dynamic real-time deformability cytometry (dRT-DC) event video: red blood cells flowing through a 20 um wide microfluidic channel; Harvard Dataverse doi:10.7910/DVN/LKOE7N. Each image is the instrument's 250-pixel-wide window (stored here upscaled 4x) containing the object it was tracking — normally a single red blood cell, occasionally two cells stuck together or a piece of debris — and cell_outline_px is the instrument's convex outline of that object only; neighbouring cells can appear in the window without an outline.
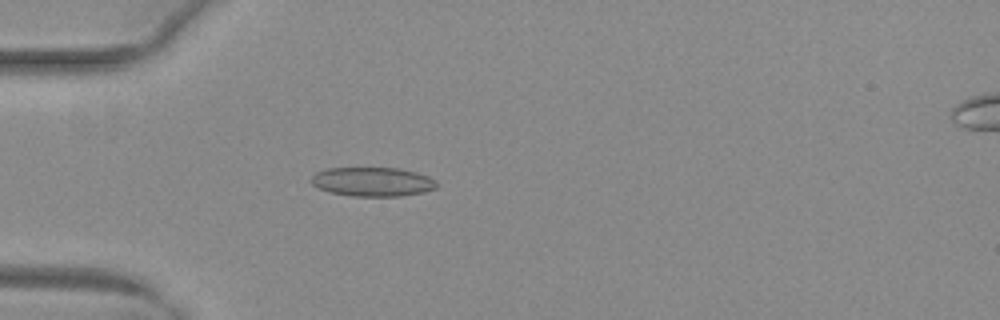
{"species": "common noctule bat (a hibernating species)", "species_latin": "Nyctalus noctula", "temperature_condition": "warm", "stored_images_in_passage": 52, "camera_frame_rate_fps": 3000, "um_per_image_px": 0.085, "animal": {"sex": "female", "body_mass_g": 29.2, "forearm_length_mm": 56.3}, "frame": {"image": 1, "passage_image": 16, "time_ms": 5.0, "image_size_px": [1000, 320], "cell_outline_px": [[436, 188], [424, 192], [400, 196], [352, 196], [332, 192], [320, 188], [312, 184], [312, 176], [316, 172], [328, 168], [400, 168], [416, 172], [428, 176], [436, 180]], "centroid_in_image_um": [31.7, 15.44], "position_along_channel_um": 53.3, "area_um2": 21.15}}
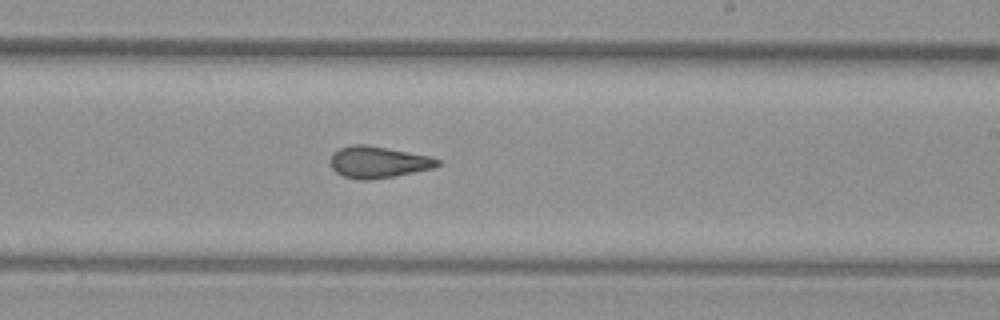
{"frame": {"image": 2, "passage_image": 32, "time_ms": 10.333, "image_size_px": [1000, 320], "cell_outline_px": [[440, 164], [436, 168], [396, 176], [372, 180], [360, 180], [344, 176], [336, 172], [332, 168], [328, 160], [332, 152], [340, 148], [352, 144], [368, 144], [428, 156], [440, 160]], "centroid_in_image_um": [32.12, 13.78], "position_along_channel_um": 256.9, "area_um2": 20.06}}
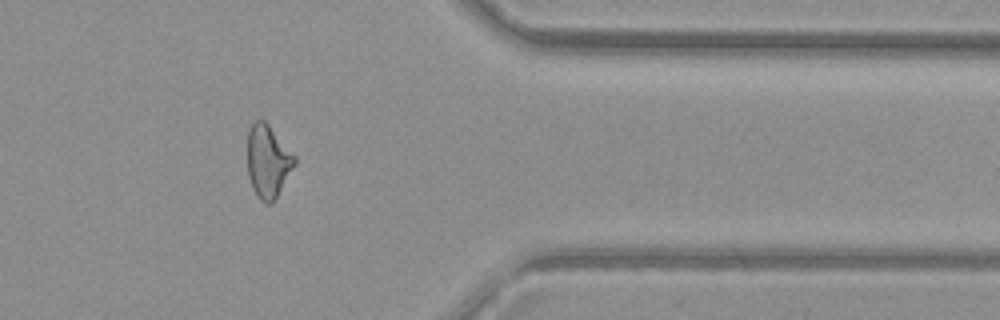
{"frame": {"image": 3, "passage_image": 43, "time_ms": 14.0, "image_size_px": [1000, 320], "cell_outline_px": [[296, 164], [272, 204], [264, 204], [256, 196], [252, 188], [248, 176], [248, 132], [252, 124], [256, 120], [264, 120], [268, 124], [296, 156]], "centroid_in_image_um": [22.78, 13.74], "position_along_channel_um": 388.6, "area_um2": 20.06}, "authors_computed_cell_mechanics": {"area_um2": 20.4323, "velocity_mm_per_s": 4.0205, "shape_relaxation_time_tau1_ms": null, "shape_relaxation_time_tau2_ms": 1.736, "deformation_change_tau1": null, "deformation_change_tau2": 0.0921}}